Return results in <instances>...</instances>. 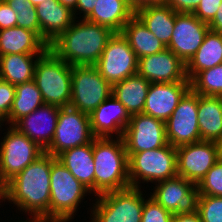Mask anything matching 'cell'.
Instances as JSON below:
<instances>
[{
	"mask_svg": "<svg viewBox=\"0 0 222 222\" xmlns=\"http://www.w3.org/2000/svg\"><path fill=\"white\" fill-rule=\"evenodd\" d=\"M207 23L193 13H177L169 45L170 49L186 65L203 43L209 31Z\"/></svg>",
	"mask_w": 222,
	"mask_h": 222,
	"instance_id": "obj_16",
	"label": "cell"
},
{
	"mask_svg": "<svg viewBox=\"0 0 222 222\" xmlns=\"http://www.w3.org/2000/svg\"><path fill=\"white\" fill-rule=\"evenodd\" d=\"M197 187L199 195L222 196V161L211 167Z\"/></svg>",
	"mask_w": 222,
	"mask_h": 222,
	"instance_id": "obj_34",
	"label": "cell"
},
{
	"mask_svg": "<svg viewBox=\"0 0 222 222\" xmlns=\"http://www.w3.org/2000/svg\"><path fill=\"white\" fill-rule=\"evenodd\" d=\"M219 160L222 161V139L217 142Z\"/></svg>",
	"mask_w": 222,
	"mask_h": 222,
	"instance_id": "obj_49",
	"label": "cell"
},
{
	"mask_svg": "<svg viewBox=\"0 0 222 222\" xmlns=\"http://www.w3.org/2000/svg\"><path fill=\"white\" fill-rule=\"evenodd\" d=\"M198 123L201 141L222 139V97L198 94Z\"/></svg>",
	"mask_w": 222,
	"mask_h": 222,
	"instance_id": "obj_24",
	"label": "cell"
},
{
	"mask_svg": "<svg viewBox=\"0 0 222 222\" xmlns=\"http://www.w3.org/2000/svg\"><path fill=\"white\" fill-rule=\"evenodd\" d=\"M96 0H77L76 8L73 11L75 18L79 13H83L82 18L85 19L94 9ZM79 10V13H77Z\"/></svg>",
	"mask_w": 222,
	"mask_h": 222,
	"instance_id": "obj_41",
	"label": "cell"
},
{
	"mask_svg": "<svg viewBox=\"0 0 222 222\" xmlns=\"http://www.w3.org/2000/svg\"><path fill=\"white\" fill-rule=\"evenodd\" d=\"M222 64V34L208 31L203 43L186 64V76L190 81L198 72Z\"/></svg>",
	"mask_w": 222,
	"mask_h": 222,
	"instance_id": "obj_28",
	"label": "cell"
},
{
	"mask_svg": "<svg viewBox=\"0 0 222 222\" xmlns=\"http://www.w3.org/2000/svg\"><path fill=\"white\" fill-rule=\"evenodd\" d=\"M173 215L149 197L144 200L141 222H171Z\"/></svg>",
	"mask_w": 222,
	"mask_h": 222,
	"instance_id": "obj_35",
	"label": "cell"
},
{
	"mask_svg": "<svg viewBox=\"0 0 222 222\" xmlns=\"http://www.w3.org/2000/svg\"><path fill=\"white\" fill-rule=\"evenodd\" d=\"M5 121H6V124H7V118L0 113V127H1V128H2V126H1L2 123L5 122ZM1 128H0V129H1Z\"/></svg>",
	"mask_w": 222,
	"mask_h": 222,
	"instance_id": "obj_50",
	"label": "cell"
},
{
	"mask_svg": "<svg viewBox=\"0 0 222 222\" xmlns=\"http://www.w3.org/2000/svg\"><path fill=\"white\" fill-rule=\"evenodd\" d=\"M55 159L44 153L7 183V202L32 215L34 222H49L50 173Z\"/></svg>",
	"mask_w": 222,
	"mask_h": 222,
	"instance_id": "obj_1",
	"label": "cell"
},
{
	"mask_svg": "<svg viewBox=\"0 0 222 222\" xmlns=\"http://www.w3.org/2000/svg\"><path fill=\"white\" fill-rule=\"evenodd\" d=\"M201 0H168L167 5L177 13H193Z\"/></svg>",
	"mask_w": 222,
	"mask_h": 222,
	"instance_id": "obj_40",
	"label": "cell"
},
{
	"mask_svg": "<svg viewBox=\"0 0 222 222\" xmlns=\"http://www.w3.org/2000/svg\"><path fill=\"white\" fill-rule=\"evenodd\" d=\"M150 197L173 214L197 211L199 191L197 185L181 176L155 183ZM152 194V195H151Z\"/></svg>",
	"mask_w": 222,
	"mask_h": 222,
	"instance_id": "obj_14",
	"label": "cell"
},
{
	"mask_svg": "<svg viewBox=\"0 0 222 222\" xmlns=\"http://www.w3.org/2000/svg\"><path fill=\"white\" fill-rule=\"evenodd\" d=\"M17 26V14L14 10L5 2L0 1V30L8 29Z\"/></svg>",
	"mask_w": 222,
	"mask_h": 222,
	"instance_id": "obj_39",
	"label": "cell"
},
{
	"mask_svg": "<svg viewBox=\"0 0 222 222\" xmlns=\"http://www.w3.org/2000/svg\"><path fill=\"white\" fill-rule=\"evenodd\" d=\"M128 7L133 11L135 14L139 10L150 7L151 0H127Z\"/></svg>",
	"mask_w": 222,
	"mask_h": 222,
	"instance_id": "obj_45",
	"label": "cell"
},
{
	"mask_svg": "<svg viewBox=\"0 0 222 222\" xmlns=\"http://www.w3.org/2000/svg\"><path fill=\"white\" fill-rule=\"evenodd\" d=\"M130 118L125 106L111 95L90 114L92 134L94 137L122 138Z\"/></svg>",
	"mask_w": 222,
	"mask_h": 222,
	"instance_id": "obj_19",
	"label": "cell"
},
{
	"mask_svg": "<svg viewBox=\"0 0 222 222\" xmlns=\"http://www.w3.org/2000/svg\"><path fill=\"white\" fill-rule=\"evenodd\" d=\"M166 139L173 147L201 141L198 123V93L191 88L185 93L165 122Z\"/></svg>",
	"mask_w": 222,
	"mask_h": 222,
	"instance_id": "obj_12",
	"label": "cell"
},
{
	"mask_svg": "<svg viewBox=\"0 0 222 222\" xmlns=\"http://www.w3.org/2000/svg\"><path fill=\"white\" fill-rule=\"evenodd\" d=\"M95 196L130 187L129 161L123 138L95 137Z\"/></svg>",
	"mask_w": 222,
	"mask_h": 222,
	"instance_id": "obj_3",
	"label": "cell"
},
{
	"mask_svg": "<svg viewBox=\"0 0 222 222\" xmlns=\"http://www.w3.org/2000/svg\"><path fill=\"white\" fill-rule=\"evenodd\" d=\"M112 86L137 74L138 58L122 33H114L94 65Z\"/></svg>",
	"mask_w": 222,
	"mask_h": 222,
	"instance_id": "obj_11",
	"label": "cell"
},
{
	"mask_svg": "<svg viewBox=\"0 0 222 222\" xmlns=\"http://www.w3.org/2000/svg\"><path fill=\"white\" fill-rule=\"evenodd\" d=\"M221 2L222 0H201L193 14L208 24L214 18Z\"/></svg>",
	"mask_w": 222,
	"mask_h": 222,
	"instance_id": "obj_37",
	"label": "cell"
},
{
	"mask_svg": "<svg viewBox=\"0 0 222 222\" xmlns=\"http://www.w3.org/2000/svg\"><path fill=\"white\" fill-rule=\"evenodd\" d=\"M168 0H151V6L166 5Z\"/></svg>",
	"mask_w": 222,
	"mask_h": 222,
	"instance_id": "obj_48",
	"label": "cell"
},
{
	"mask_svg": "<svg viewBox=\"0 0 222 222\" xmlns=\"http://www.w3.org/2000/svg\"><path fill=\"white\" fill-rule=\"evenodd\" d=\"M34 6L38 5L39 3L43 2L44 0H29Z\"/></svg>",
	"mask_w": 222,
	"mask_h": 222,
	"instance_id": "obj_51",
	"label": "cell"
},
{
	"mask_svg": "<svg viewBox=\"0 0 222 222\" xmlns=\"http://www.w3.org/2000/svg\"><path fill=\"white\" fill-rule=\"evenodd\" d=\"M17 26L32 30L40 37V24L35 6L31 11L17 12Z\"/></svg>",
	"mask_w": 222,
	"mask_h": 222,
	"instance_id": "obj_38",
	"label": "cell"
},
{
	"mask_svg": "<svg viewBox=\"0 0 222 222\" xmlns=\"http://www.w3.org/2000/svg\"><path fill=\"white\" fill-rule=\"evenodd\" d=\"M48 45L32 30L12 27L0 30V56L7 54H43Z\"/></svg>",
	"mask_w": 222,
	"mask_h": 222,
	"instance_id": "obj_23",
	"label": "cell"
},
{
	"mask_svg": "<svg viewBox=\"0 0 222 222\" xmlns=\"http://www.w3.org/2000/svg\"><path fill=\"white\" fill-rule=\"evenodd\" d=\"M135 16L163 45H169L176 18V12L171 7L167 4L150 6L136 12Z\"/></svg>",
	"mask_w": 222,
	"mask_h": 222,
	"instance_id": "obj_27",
	"label": "cell"
},
{
	"mask_svg": "<svg viewBox=\"0 0 222 222\" xmlns=\"http://www.w3.org/2000/svg\"><path fill=\"white\" fill-rule=\"evenodd\" d=\"M35 8L40 24V38L48 46L77 19L73 11L58 0H44Z\"/></svg>",
	"mask_w": 222,
	"mask_h": 222,
	"instance_id": "obj_21",
	"label": "cell"
},
{
	"mask_svg": "<svg viewBox=\"0 0 222 222\" xmlns=\"http://www.w3.org/2000/svg\"><path fill=\"white\" fill-rule=\"evenodd\" d=\"M59 111L58 106L44 104L19 119L13 127L45 151L54 138Z\"/></svg>",
	"mask_w": 222,
	"mask_h": 222,
	"instance_id": "obj_18",
	"label": "cell"
},
{
	"mask_svg": "<svg viewBox=\"0 0 222 222\" xmlns=\"http://www.w3.org/2000/svg\"><path fill=\"white\" fill-rule=\"evenodd\" d=\"M171 222H202L198 212L186 214H174Z\"/></svg>",
	"mask_w": 222,
	"mask_h": 222,
	"instance_id": "obj_44",
	"label": "cell"
},
{
	"mask_svg": "<svg viewBox=\"0 0 222 222\" xmlns=\"http://www.w3.org/2000/svg\"><path fill=\"white\" fill-rule=\"evenodd\" d=\"M27 220H28V221H27ZM27 220H25V221L20 220L19 222H34V221L30 220V219H27ZM17 222H18V221H17Z\"/></svg>",
	"mask_w": 222,
	"mask_h": 222,
	"instance_id": "obj_52",
	"label": "cell"
},
{
	"mask_svg": "<svg viewBox=\"0 0 222 222\" xmlns=\"http://www.w3.org/2000/svg\"><path fill=\"white\" fill-rule=\"evenodd\" d=\"M0 142V171L8 182L45 151L26 135L9 125Z\"/></svg>",
	"mask_w": 222,
	"mask_h": 222,
	"instance_id": "obj_10",
	"label": "cell"
},
{
	"mask_svg": "<svg viewBox=\"0 0 222 222\" xmlns=\"http://www.w3.org/2000/svg\"><path fill=\"white\" fill-rule=\"evenodd\" d=\"M7 4L17 12L31 11L34 5L29 0H5Z\"/></svg>",
	"mask_w": 222,
	"mask_h": 222,
	"instance_id": "obj_42",
	"label": "cell"
},
{
	"mask_svg": "<svg viewBox=\"0 0 222 222\" xmlns=\"http://www.w3.org/2000/svg\"><path fill=\"white\" fill-rule=\"evenodd\" d=\"M44 104L41 92L33 80L15 85V98L7 117L8 125L13 126L19 119Z\"/></svg>",
	"mask_w": 222,
	"mask_h": 222,
	"instance_id": "obj_31",
	"label": "cell"
},
{
	"mask_svg": "<svg viewBox=\"0 0 222 222\" xmlns=\"http://www.w3.org/2000/svg\"><path fill=\"white\" fill-rule=\"evenodd\" d=\"M61 4L74 11L76 8L77 0H58Z\"/></svg>",
	"mask_w": 222,
	"mask_h": 222,
	"instance_id": "obj_47",
	"label": "cell"
},
{
	"mask_svg": "<svg viewBox=\"0 0 222 222\" xmlns=\"http://www.w3.org/2000/svg\"><path fill=\"white\" fill-rule=\"evenodd\" d=\"M150 83L190 82L186 65L170 49L138 59V71Z\"/></svg>",
	"mask_w": 222,
	"mask_h": 222,
	"instance_id": "obj_17",
	"label": "cell"
},
{
	"mask_svg": "<svg viewBox=\"0 0 222 222\" xmlns=\"http://www.w3.org/2000/svg\"><path fill=\"white\" fill-rule=\"evenodd\" d=\"M142 193L141 188L130 186L96 196L90 209L91 222H141Z\"/></svg>",
	"mask_w": 222,
	"mask_h": 222,
	"instance_id": "obj_6",
	"label": "cell"
},
{
	"mask_svg": "<svg viewBox=\"0 0 222 222\" xmlns=\"http://www.w3.org/2000/svg\"><path fill=\"white\" fill-rule=\"evenodd\" d=\"M71 84L69 106L89 115L112 95V85L94 65L72 66Z\"/></svg>",
	"mask_w": 222,
	"mask_h": 222,
	"instance_id": "obj_8",
	"label": "cell"
},
{
	"mask_svg": "<svg viewBox=\"0 0 222 222\" xmlns=\"http://www.w3.org/2000/svg\"><path fill=\"white\" fill-rule=\"evenodd\" d=\"M15 98V85L0 79V113L9 116Z\"/></svg>",
	"mask_w": 222,
	"mask_h": 222,
	"instance_id": "obj_36",
	"label": "cell"
},
{
	"mask_svg": "<svg viewBox=\"0 0 222 222\" xmlns=\"http://www.w3.org/2000/svg\"><path fill=\"white\" fill-rule=\"evenodd\" d=\"M177 151V175L197 185L219 160L218 145L213 141H199L182 145Z\"/></svg>",
	"mask_w": 222,
	"mask_h": 222,
	"instance_id": "obj_15",
	"label": "cell"
},
{
	"mask_svg": "<svg viewBox=\"0 0 222 222\" xmlns=\"http://www.w3.org/2000/svg\"><path fill=\"white\" fill-rule=\"evenodd\" d=\"M197 212L202 222H222V196L199 195Z\"/></svg>",
	"mask_w": 222,
	"mask_h": 222,
	"instance_id": "obj_33",
	"label": "cell"
},
{
	"mask_svg": "<svg viewBox=\"0 0 222 222\" xmlns=\"http://www.w3.org/2000/svg\"><path fill=\"white\" fill-rule=\"evenodd\" d=\"M210 31L222 34V2L214 18L208 23Z\"/></svg>",
	"mask_w": 222,
	"mask_h": 222,
	"instance_id": "obj_43",
	"label": "cell"
},
{
	"mask_svg": "<svg viewBox=\"0 0 222 222\" xmlns=\"http://www.w3.org/2000/svg\"><path fill=\"white\" fill-rule=\"evenodd\" d=\"M114 33L110 28L86 19H75L48 48L69 65H95Z\"/></svg>",
	"mask_w": 222,
	"mask_h": 222,
	"instance_id": "obj_2",
	"label": "cell"
},
{
	"mask_svg": "<svg viewBox=\"0 0 222 222\" xmlns=\"http://www.w3.org/2000/svg\"><path fill=\"white\" fill-rule=\"evenodd\" d=\"M128 161L131 187L141 188V180L155 184L177 176V151L169 143L158 149L133 153Z\"/></svg>",
	"mask_w": 222,
	"mask_h": 222,
	"instance_id": "obj_7",
	"label": "cell"
},
{
	"mask_svg": "<svg viewBox=\"0 0 222 222\" xmlns=\"http://www.w3.org/2000/svg\"><path fill=\"white\" fill-rule=\"evenodd\" d=\"M56 159L95 195V163L93 141L60 153Z\"/></svg>",
	"mask_w": 222,
	"mask_h": 222,
	"instance_id": "obj_22",
	"label": "cell"
},
{
	"mask_svg": "<svg viewBox=\"0 0 222 222\" xmlns=\"http://www.w3.org/2000/svg\"><path fill=\"white\" fill-rule=\"evenodd\" d=\"M94 138L89 114L71 106L60 107L54 138L45 153L57 157L66 150L91 143Z\"/></svg>",
	"mask_w": 222,
	"mask_h": 222,
	"instance_id": "obj_9",
	"label": "cell"
},
{
	"mask_svg": "<svg viewBox=\"0 0 222 222\" xmlns=\"http://www.w3.org/2000/svg\"><path fill=\"white\" fill-rule=\"evenodd\" d=\"M50 178L49 222H69L91 192L57 159L52 162Z\"/></svg>",
	"mask_w": 222,
	"mask_h": 222,
	"instance_id": "obj_5",
	"label": "cell"
},
{
	"mask_svg": "<svg viewBox=\"0 0 222 222\" xmlns=\"http://www.w3.org/2000/svg\"><path fill=\"white\" fill-rule=\"evenodd\" d=\"M41 55L7 54L0 56V79L13 85L32 81L36 62Z\"/></svg>",
	"mask_w": 222,
	"mask_h": 222,
	"instance_id": "obj_29",
	"label": "cell"
},
{
	"mask_svg": "<svg viewBox=\"0 0 222 222\" xmlns=\"http://www.w3.org/2000/svg\"><path fill=\"white\" fill-rule=\"evenodd\" d=\"M71 76L72 65L48 48L36 62L33 81L45 104L68 107L72 92Z\"/></svg>",
	"mask_w": 222,
	"mask_h": 222,
	"instance_id": "obj_4",
	"label": "cell"
},
{
	"mask_svg": "<svg viewBox=\"0 0 222 222\" xmlns=\"http://www.w3.org/2000/svg\"><path fill=\"white\" fill-rule=\"evenodd\" d=\"M122 138L128 158L133 153L158 149L168 144L165 122L144 113L131 116Z\"/></svg>",
	"mask_w": 222,
	"mask_h": 222,
	"instance_id": "obj_13",
	"label": "cell"
},
{
	"mask_svg": "<svg viewBox=\"0 0 222 222\" xmlns=\"http://www.w3.org/2000/svg\"><path fill=\"white\" fill-rule=\"evenodd\" d=\"M134 15L127 0H96L93 11L85 19L121 33Z\"/></svg>",
	"mask_w": 222,
	"mask_h": 222,
	"instance_id": "obj_25",
	"label": "cell"
},
{
	"mask_svg": "<svg viewBox=\"0 0 222 222\" xmlns=\"http://www.w3.org/2000/svg\"><path fill=\"white\" fill-rule=\"evenodd\" d=\"M7 181L3 178L0 171V203L7 200Z\"/></svg>",
	"mask_w": 222,
	"mask_h": 222,
	"instance_id": "obj_46",
	"label": "cell"
},
{
	"mask_svg": "<svg viewBox=\"0 0 222 222\" xmlns=\"http://www.w3.org/2000/svg\"><path fill=\"white\" fill-rule=\"evenodd\" d=\"M150 82L138 73L115 83L112 96L121 102L130 116L143 113Z\"/></svg>",
	"mask_w": 222,
	"mask_h": 222,
	"instance_id": "obj_26",
	"label": "cell"
},
{
	"mask_svg": "<svg viewBox=\"0 0 222 222\" xmlns=\"http://www.w3.org/2000/svg\"><path fill=\"white\" fill-rule=\"evenodd\" d=\"M190 88L199 95L222 97V64L198 72Z\"/></svg>",
	"mask_w": 222,
	"mask_h": 222,
	"instance_id": "obj_32",
	"label": "cell"
},
{
	"mask_svg": "<svg viewBox=\"0 0 222 222\" xmlns=\"http://www.w3.org/2000/svg\"><path fill=\"white\" fill-rule=\"evenodd\" d=\"M121 33L128 40L138 59L166 48L135 15L124 25Z\"/></svg>",
	"mask_w": 222,
	"mask_h": 222,
	"instance_id": "obj_30",
	"label": "cell"
},
{
	"mask_svg": "<svg viewBox=\"0 0 222 222\" xmlns=\"http://www.w3.org/2000/svg\"><path fill=\"white\" fill-rule=\"evenodd\" d=\"M190 89V82L150 83L143 113L164 122Z\"/></svg>",
	"mask_w": 222,
	"mask_h": 222,
	"instance_id": "obj_20",
	"label": "cell"
}]
</instances>
